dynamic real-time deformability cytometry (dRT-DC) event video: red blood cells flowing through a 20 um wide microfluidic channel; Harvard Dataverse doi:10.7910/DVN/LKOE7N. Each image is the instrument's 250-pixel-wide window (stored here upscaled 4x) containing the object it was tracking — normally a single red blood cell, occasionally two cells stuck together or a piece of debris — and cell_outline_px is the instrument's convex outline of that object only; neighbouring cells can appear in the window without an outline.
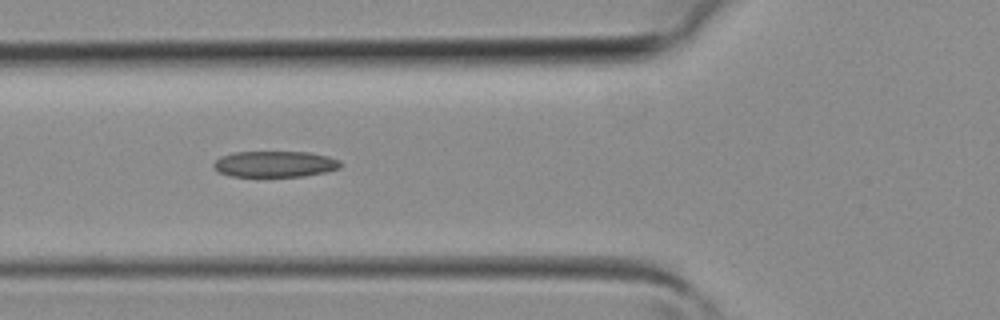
{"species": "common noctule bat (a hibernating species)", "species_latin": "Nyctalus noctula", "temperature_condition": "room temperature", "stored_images_in_passage": 26, "camera_frame_rate_fps": 3000, "um_per_image_px": 0.085, "animal": {"sex": "female", "body_mass_g": 19.3, "forearm_length_mm": 54.1}, "frame": {"image": 1, "passage_image": 3, "time_ms": 0.667, "image_size_px": [1000, 320], "cell_outline_px": [[340, 168], [324, 172], [304, 176], [228, 176], [212, 168], [212, 164], [220, 156], [232, 152], [308, 152], [328, 156], [340, 160]], "centroid_in_image_um": [23.32, 13.94], "position_along_channel_um": 102.5, "area_um2": 19.31}}
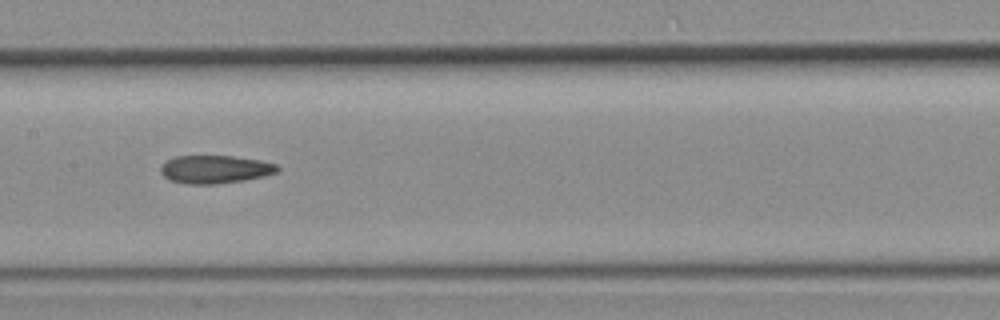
{"frame": {"image": 2, "passage_image": 8, "time_ms": 2.333, "image_size_px": [1000, 320], "cell_outline_px": [[280, 172], [264, 176], [244, 180], [216, 184], [188, 184], [168, 180], [160, 172], [160, 168], [168, 160], [176, 156], [232, 156], [260, 160], [276, 164], [280, 168]], "centroid_in_image_um": [18.3, 14.4], "position_along_channel_um": 189.1, "area_um2": 19.13}}
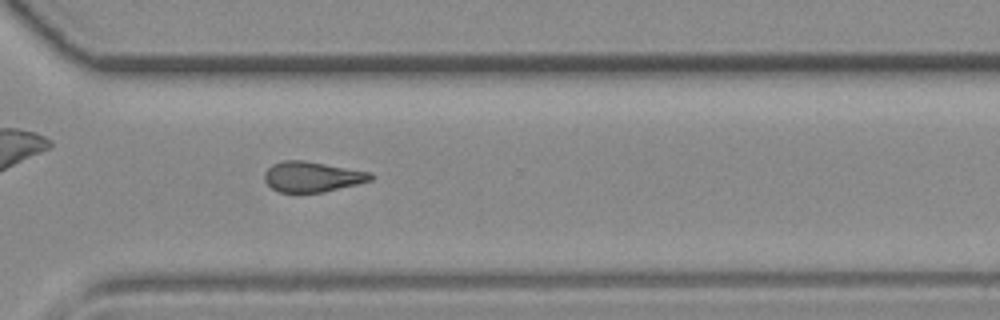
{"frame": {"image": 3, "passage_image": 17, "time_ms": 5.333, "image_size_px": [1000, 320], "cell_outline_px": [[376, 176], [372, 180], [324, 192], [296, 196], [280, 192], [272, 188], [264, 180], [264, 172], [272, 164], [284, 160], [304, 160], [372, 172]], "centroid_in_image_um": [26.52, 15.06], "position_along_channel_um": 344.1, "area_um2": 19.48}}